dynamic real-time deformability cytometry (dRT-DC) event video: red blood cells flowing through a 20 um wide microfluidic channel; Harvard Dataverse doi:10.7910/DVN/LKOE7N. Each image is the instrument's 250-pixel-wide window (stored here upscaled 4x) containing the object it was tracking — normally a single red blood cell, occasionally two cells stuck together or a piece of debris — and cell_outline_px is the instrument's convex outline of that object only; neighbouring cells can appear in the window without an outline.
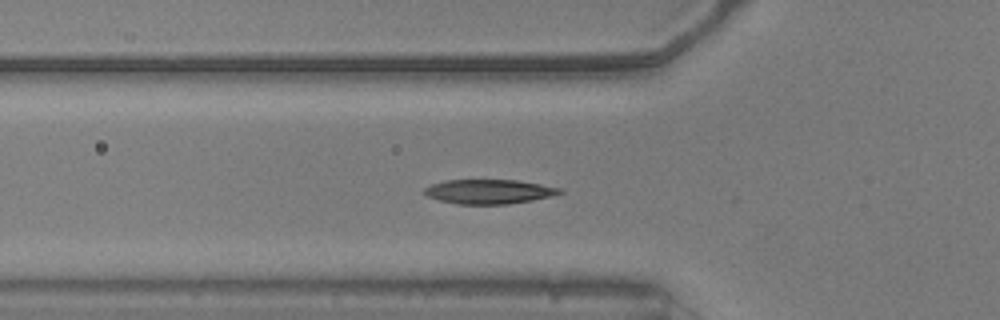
{"species": "common noctule bat (a hibernating species)", "species_latin": "Nyctalus noctula", "temperature_condition": "warm", "stored_images_in_passage": 47, "camera_frame_rate_fps": 3000, "um_per_image_px": 0.085, "animal": {"sex": "male", "body_mass_g": 20.5, "forearm_length_mm": 52.5}, "frame": {"image": 1, "passage_image": 18, "time_ms": 5.667, "image_size_px": [1000, 320], "cell_outline_px": [[564, 192], [552, 196], [532, 200], [508, 204], [456, 204], [440, 200], [428, 196], [420, 192], [424, 188], [432, 184], [444, 180], [516, 180], [540, 184], [560, 188]], "centroid_in_image_um": [41.53, 16.28], "position_along_channel_um": 84.3, "area_um2": 19.25}}
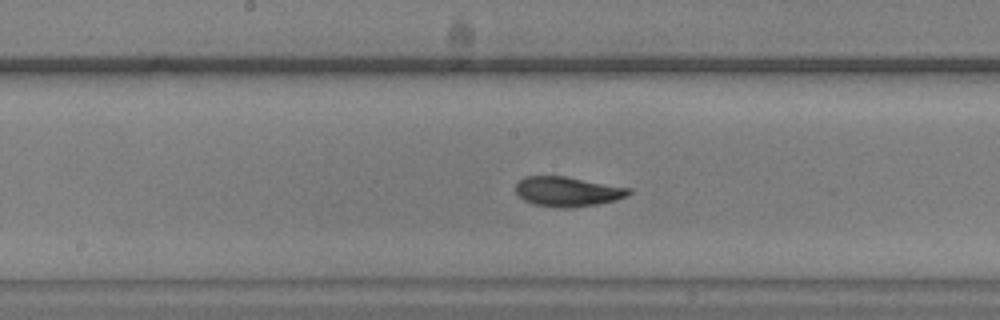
{"frame": {"image": 2, "passage_image": 27, "time_ms": 8.667, "image_size_px": [1000, 320], "cell_outline_px": [[632, 192], [628, 196], [616, 200], [596, 204], [568, 208], [556, 208], [532, 204], [524, 200], [516, 192], [516, 184], [524, 176], [564, 176], [632, 188]], "centroid_in_image_um": [48.25, 16.29], "position_along_channel_um": 199.9, "area_um2": 19.71}}
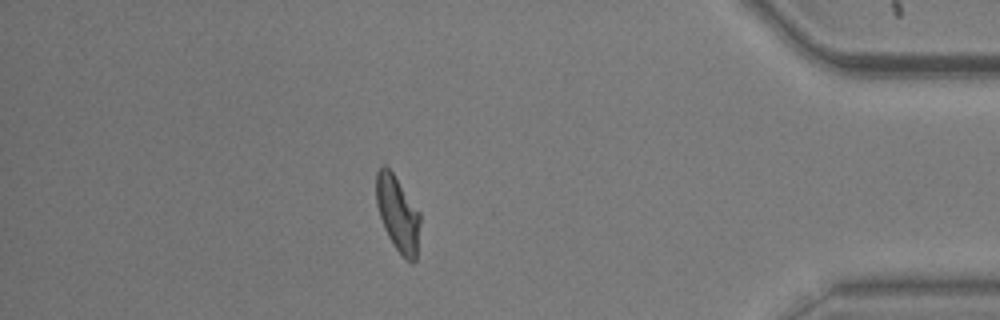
{"frame": {"image": 3, "passage_image": 46, "time_ms": 15.0, "image_size_px": [1000, 320], "cell_outline_px": [[420, 224], [416, 260], [412, 264], [396, 248], [388, 236], [384, 228], [376, 204], [376, 172], [384, 164], [392, 172], [420, 212]], "centroid_in_image_um": [33.81, 18.16], "position_along_channel_um": 401.4, "area_um2": 19.07}}